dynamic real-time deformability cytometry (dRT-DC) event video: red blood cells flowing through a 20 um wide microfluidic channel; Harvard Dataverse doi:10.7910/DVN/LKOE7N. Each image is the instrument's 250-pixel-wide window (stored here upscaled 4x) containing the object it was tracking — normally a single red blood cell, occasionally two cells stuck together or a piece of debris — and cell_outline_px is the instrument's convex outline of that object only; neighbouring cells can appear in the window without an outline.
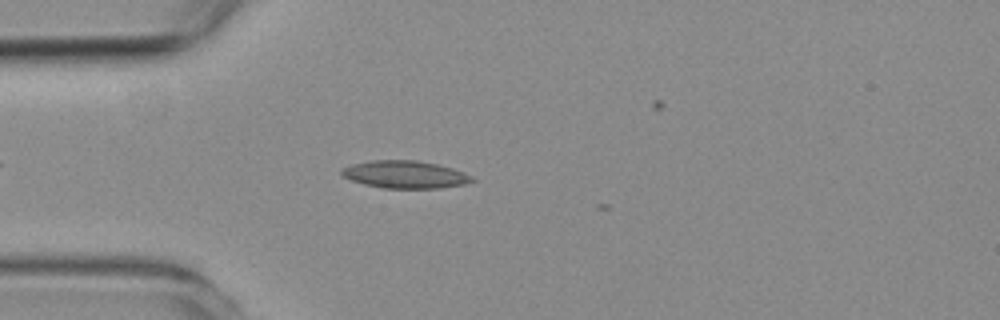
{"species": "common noctule bat (a hibernating species)", "species_latin": "Nyctalus noctula", "temperature_condition": "room temperature", "stored_images_in_passage": 10, "camera_frame_rate_fps": 3000, "um_per_image_px": 0.085, "animal": {"sex": "female", "body_mass_g": 19.3, "forearm_length_mm": 54.1}, "frame": {"image": 1, "passage_image": 7, "time_ms": 2.0, "image_size_px": [1000, 320], "cell_outline_px": [[476, 180], [464, 184], [440, 188], [380, 188], [364, 184], [352, 180], [344, 176], [340, 172], [340, 168], [352, 164], [372, 160], [416, 160], [436, 164], [452, 168], [464, 172], [472, 176]], "centroid_in_image_um": [34.42, 14.83], "position_along_channel_um": 50.6, "area_um2": 20.92}}